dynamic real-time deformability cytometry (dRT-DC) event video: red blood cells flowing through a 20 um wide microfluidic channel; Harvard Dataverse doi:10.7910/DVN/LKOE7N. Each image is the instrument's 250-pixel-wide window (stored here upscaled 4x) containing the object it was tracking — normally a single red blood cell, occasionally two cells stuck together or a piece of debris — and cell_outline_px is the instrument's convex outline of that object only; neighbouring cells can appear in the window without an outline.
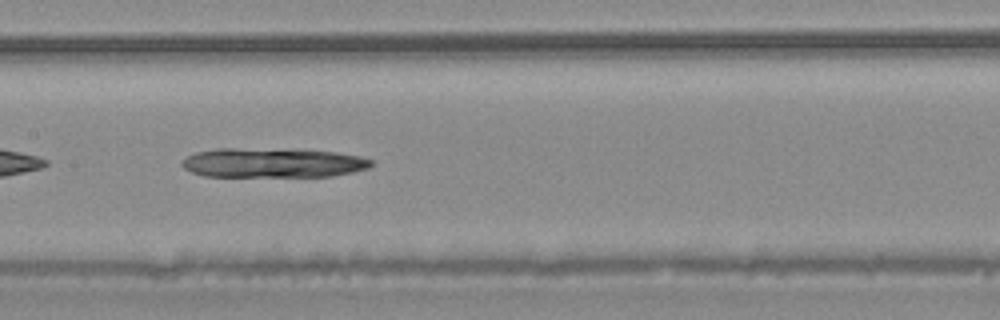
{"species": "common noctule bat (a hibernating species)", "species_latin": "Nyctalus noctula", "temperature_condition": "warm", "stored_images_in_passage": 21, "camera_frame_rate_fps": 3000, "um_per_image_px": 0.085, "animal": {"sex": "male", "body_mass_g": 20.4}, "frame": {"image": 1, "passage_image": 12, "time_ms": 3.667, "image_size_px": [1000, 320], "cell_outline_px": [[372, 164], [368, 168], [352, 172], [332, 176], [204, 176], [192, 172], [184, 168], [180, 164], [180, 160], [196, 152], [216, 148], [232, 148], [336, 152], [360, 156], [372, 160]], "centroid_in_image_um": [23.13, 13.85], "position_along_channel_um": 184.3, "area_um2": 32.14}}
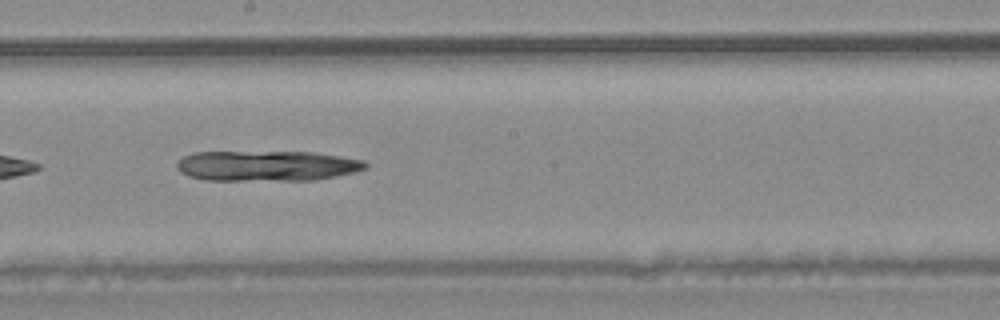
{"frame": {"image": 2, "passage_image": 15, "time_ms": 4.667, "image_size_px": [1000, 320], "cell_outline_px": [[368, 168], [336, 176], [316, 180], [204, 180], [188, 176], [180, 172], [176, 168], [176, 164], [184, 156], [192, 152], [312, 152], [340, 156], [364, 160], [368, 164]], "centroid_in_image_um": [22.67, 14.1], "position_along_channel_um": 225.5, "area_um2": 33.52}}